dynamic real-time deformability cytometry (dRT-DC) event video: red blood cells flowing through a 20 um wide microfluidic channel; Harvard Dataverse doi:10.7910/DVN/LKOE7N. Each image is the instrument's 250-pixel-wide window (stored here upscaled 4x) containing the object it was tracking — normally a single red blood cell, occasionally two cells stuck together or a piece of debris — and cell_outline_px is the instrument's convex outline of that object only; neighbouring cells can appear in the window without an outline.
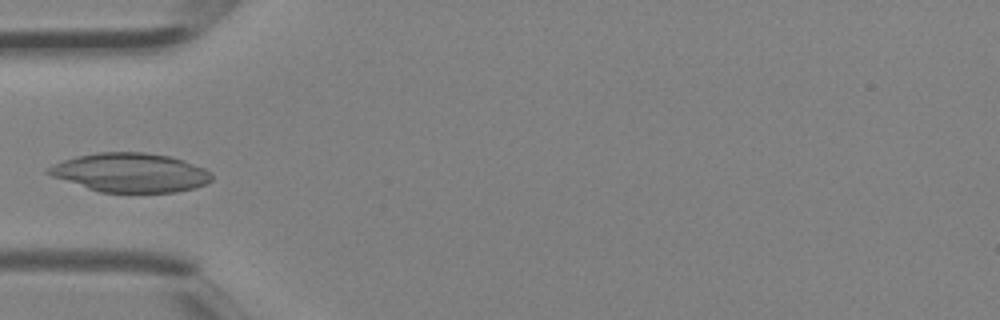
{"species": "Egyptian fruit bat (a non-hibernating species)", "species_latin": "Rousettus aegyptiacus", "temperature_condition": "room temperature", "stored_images_in_passage": 3, "camera_frame_rate_fps": 3000, "um_per_image_px": 0.085, "animal": {"sex": "female"}, "frame": {"image": 1, "passage_image": 3, "time_ms": 0.667, "image_size_px": [1000, 320], "cell_outline_px": [[212, 180], [196, 188], [176, 192], [100, 192], [52, 176], [44, 172], [44, 168], [52, 164], [76, 156], [96, 152], [144, 152], [168, 156], [184, 160], [204, 168], [212, 172]], "centroid_in_image_um": [11.07, 14.66], "position_along_channel_um": 73.9, "area_um2": 37.22}}